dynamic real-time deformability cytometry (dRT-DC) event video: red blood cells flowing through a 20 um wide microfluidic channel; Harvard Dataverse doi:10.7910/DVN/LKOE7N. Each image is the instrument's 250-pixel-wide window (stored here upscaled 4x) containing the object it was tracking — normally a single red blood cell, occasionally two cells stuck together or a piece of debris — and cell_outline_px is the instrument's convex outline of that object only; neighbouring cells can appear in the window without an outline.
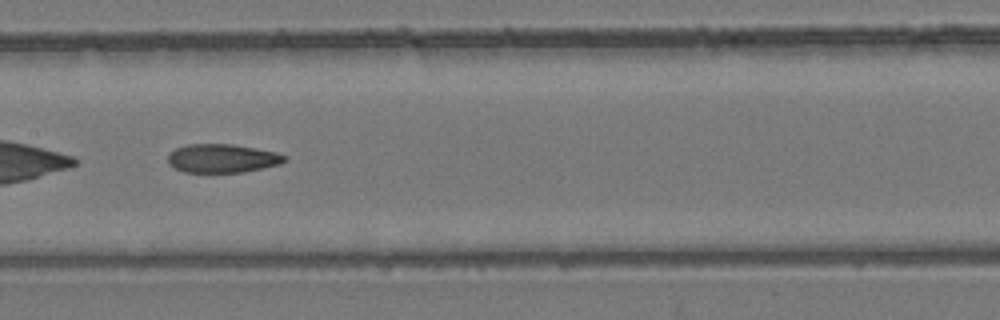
{"species": "common noctule bat (a hibernating species)", "species_latin": "Nyctalus noctula", "temperature_condition": "room temperature", "stored_images_in_passage": 48, "camera_frame_rate_fps": 3000, "um_per_image_px": 0.085, "animal": {"sex": "female", "body_mass_g": 24.6, "forearm_length_mm": 56.2}, "frame": {"image": 1, "passage_image": 21, "time_ms": 6.667, "image_size_px": [1000, 320], "cell_outline_px": [[288, 160], [280, 164], [244, 172], [184, 172], [168, 164], [168, 156], [176, 148], [188, 144], [232, 144], [256, 148], [276, 152], [288, 156]], "centroid_in_image_um": [18.93, 13.46], "position_along_channel_um": 188.5, "area_um2": 19.48}}
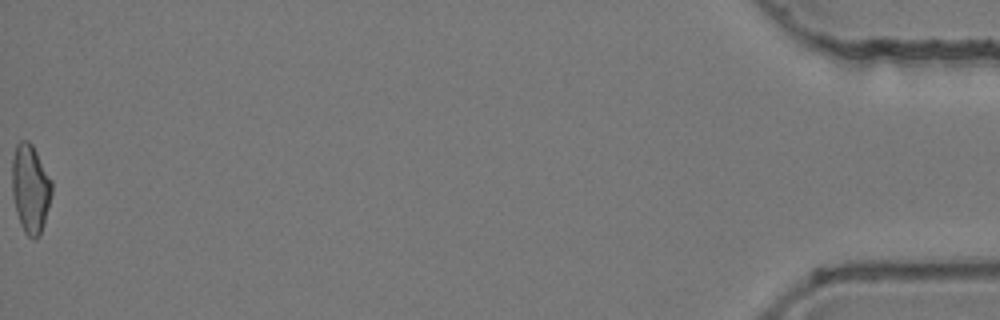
{"frame": {"image": 2, "passage_image": 48, "time_ms": 15.667, "image_size_px": [1000, 320], "cell_outline_px": [[52, 192], [48, 208], [40, 232], [32, 240], [24, 232], [20, 224], [16, 212], [12, 196], [12, 160], [16, 144], [20, 140], [28, 140], [32, 144], [52, 180]], "centroid_in_image_um": [2.56, 16.0], "position_along_channel_um": 432.6, "area_um2": 20.46}, "authors_computed_cell_mechanics": {"area_um2": 20.2011, "velocity_mm_per_s": 3.9096, "shape_relaxation_time_tau1_ms": null, "shape_relaxation_time_tau2_ms": 3.3477, "deformation_change_tau1": null, "deformation_change_tau2": 0.1097}}